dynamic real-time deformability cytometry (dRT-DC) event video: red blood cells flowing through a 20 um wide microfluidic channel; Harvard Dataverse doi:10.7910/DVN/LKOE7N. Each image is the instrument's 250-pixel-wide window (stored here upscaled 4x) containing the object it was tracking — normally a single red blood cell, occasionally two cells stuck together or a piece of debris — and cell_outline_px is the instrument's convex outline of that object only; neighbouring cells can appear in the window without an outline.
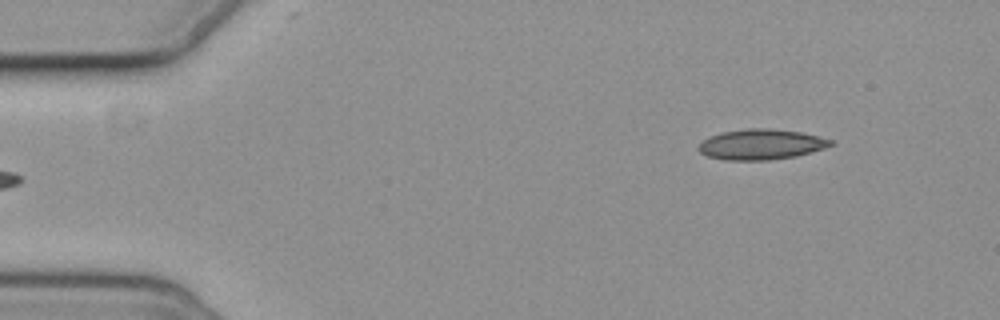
{"species": "common noctule bat (a hibernating species)", "species_latin": "Nyctalus noctula", "temperature_condition": "cold", "stored_images_in_passage": 5, "camera_frame_rate_fps": 3000, "um_per_image_px": 0.085, "animal": {"sex": "female", "body_mass_g": 19.3, "forearm_length_mm": 54.1}, "frame": {"image": 1, "passage_image": 5, "time_ms": 5.0, "image_size_px": [1000, 320], "cell_outline_px": [[836, 144], [824, 148], [796, 156], [768, 160], [724, 160], [708, 156], [700, 152], [696, 148], [704, 140], [712, 136], [724, 132], [748, 128], [768, 128], [800, 132], [820, 136], [832, 140]], "centroid_in_image_um": [64.72, 12.28], "position_along_channel_um": 20.3, "area_um2": 23.29}}